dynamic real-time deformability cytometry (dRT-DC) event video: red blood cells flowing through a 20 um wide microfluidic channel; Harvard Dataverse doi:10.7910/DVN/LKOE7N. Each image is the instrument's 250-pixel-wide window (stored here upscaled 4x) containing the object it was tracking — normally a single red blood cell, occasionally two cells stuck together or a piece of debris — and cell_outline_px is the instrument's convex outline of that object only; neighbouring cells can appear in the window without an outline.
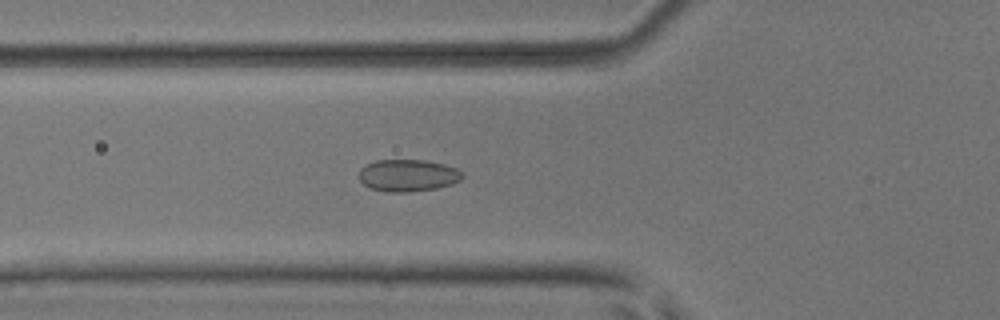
{"species": "common noctule bat (a hibernating species)", "species_latin": "Nyctalus noctula", "temperature_condition": "room temperature", "stored_images_in_passage": 53, "camera_frame_rate_fps": 3000, "um_per_image_px": 0.085, "animal": {"sex": "male", "body_mass_g": 17.9, "forearm_length_mm": 54.2}, "frame": {"image": 1, "passage_image": 20, "time_ms": 6.333, "image_size_px": [1000, 320], "cell_outline_px": [[464, 176], [460, 180], [452, 184], [436, 188], [408, 192], [388, 192], [368, 188], [360, 180], [360, 168], [364, 164], [376, 160], [428, 160], [444, 164], [456, 168], [464, 172]], "centroid_in_image_um": [34.68, 14.9], "position_along_channel_um": 91.1, "area_um2": 19.54}}
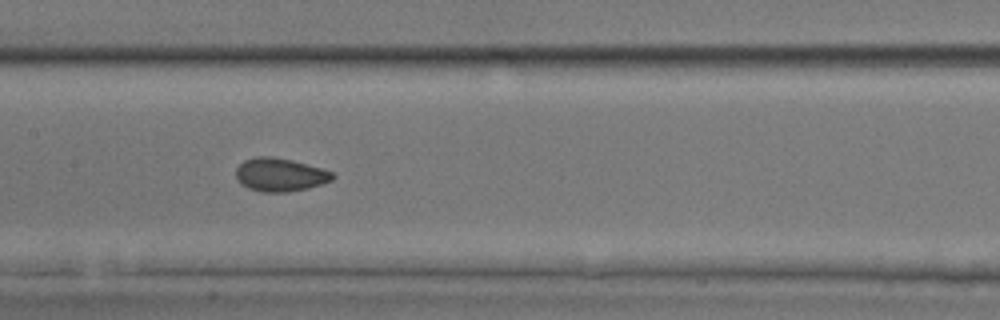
{"frame": {"image": 2, "passage_image": 27, "time_ms": 8.667, "image_size_px": [1000, 320], "cell_outline_px": [[336, 176], [332, 180], [308, 188], [288, 192], [260, 192], [248, 188], [240, 184], [236, 180], [236, 168], [244, 160], [256, 156], [272, 156], [292, 160], [320, 168], [332, 172]], "centroid_in_image_um": [23.76, 14.85], "position_along_channel_um": 183.6, "area_um2": 18.84}}
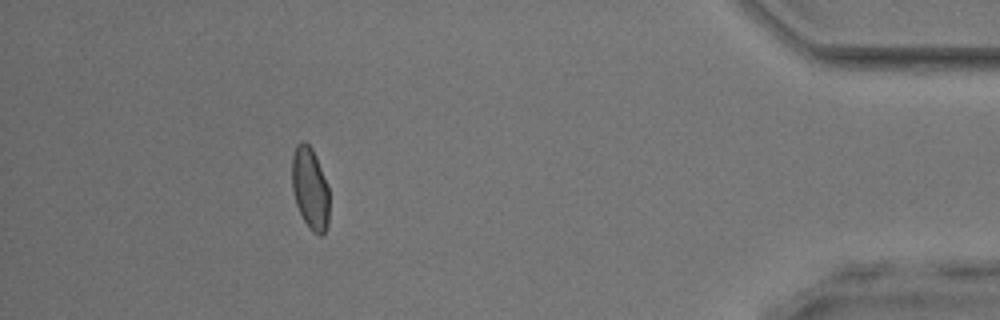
{"frame": {"image": 3, "passage_image": 48, "time_ms": 15.667, "image_size_px": [1000, 320], "cell_outline_px": [[328, 224], [324, 236], [320, 236], [312, 232], [304, 220], [296, 204], [292, 188], [292, 156], [296, 144], [300, 140], [304, 140], [312, 148], [316, 156], [328, 188]], "centroid_in_image_um": [26.35, 16.01], "position_along_channel_um": 408.9, "area_um2": 17.86}}